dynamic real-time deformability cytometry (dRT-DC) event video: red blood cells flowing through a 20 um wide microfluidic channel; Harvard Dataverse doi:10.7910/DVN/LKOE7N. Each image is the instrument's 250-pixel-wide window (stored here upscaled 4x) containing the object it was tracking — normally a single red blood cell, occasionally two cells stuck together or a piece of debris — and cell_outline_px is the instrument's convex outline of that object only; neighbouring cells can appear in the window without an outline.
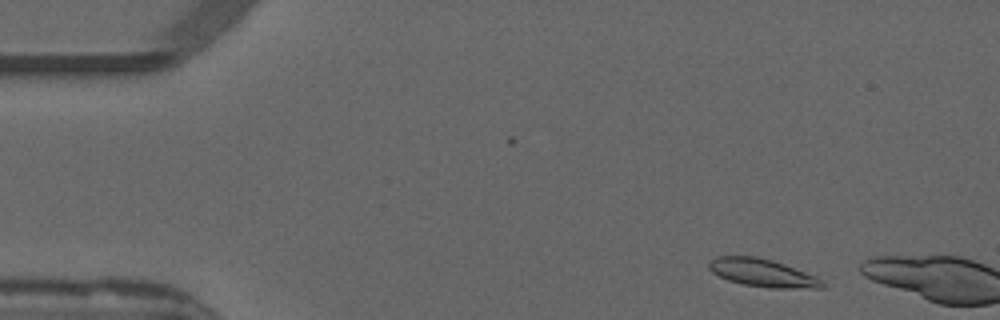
{"species": "common noctule bat (a hibernating species)", "species_latin": "Nyctalus noctula", "temperature_condition": "warm", "stored_images_in_passage": 7, "camera_frame_rate_fps": 3000, "um_per_image_px": 0.085, "animal": {"sex": "male", "forearm_length_mm": 52.5}, "frame": {"image": 1, "passage_image": 5, "time_ms": 1.333, "image_size_px": [1000, 320], "cell_outline_px": [[824, 288], [768, 288], [744, 284], [728, 280], [712, 272], [708, 268], [708, 264], [716, 256], [756, 256], [772, 260], [784, 264], [816, 276], [824, 284]], "centroid_in_image_um": [64.8, 23.19], "position_along_channel_um": 20.2, "area_um2": 18.26}}